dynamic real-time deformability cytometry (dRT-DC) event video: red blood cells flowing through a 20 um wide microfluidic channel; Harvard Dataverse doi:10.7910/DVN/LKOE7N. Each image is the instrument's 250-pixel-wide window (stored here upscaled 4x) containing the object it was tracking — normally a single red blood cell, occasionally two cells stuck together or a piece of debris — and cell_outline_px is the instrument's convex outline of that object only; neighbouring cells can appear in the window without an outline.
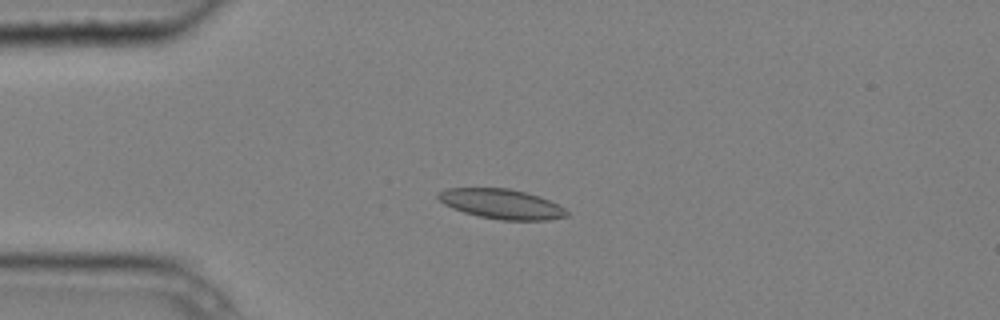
{"species": "common noctule bat (a hibernating species)", "species_latin": "Nyctalus noctula", "temperature_condition": "cold", "stored_images_in_passage": 9, "camera_frame_rate_fps": 3000, "um_per_image_px": 0.085, "animal": {"sex": "male", "body_mass_g": 20.4}, "frame": {"image": 1, "passage_image": 3, "time_ms": 0.667, "image_size_px": [1000, 320], "cell_outline_px": [[568, 216], [548, 220], [500, 220], [480, 216], [464, 212], [452, 208], [444, 204], [436, 196], [436, 192], [444, 188], [508, 188], [540, 196], [564, 208], [568, 212]], "centroid_in_image_um": [42.59, 17.33], "position_along_channel_um": 42.4, "area_um2": 22.31}}
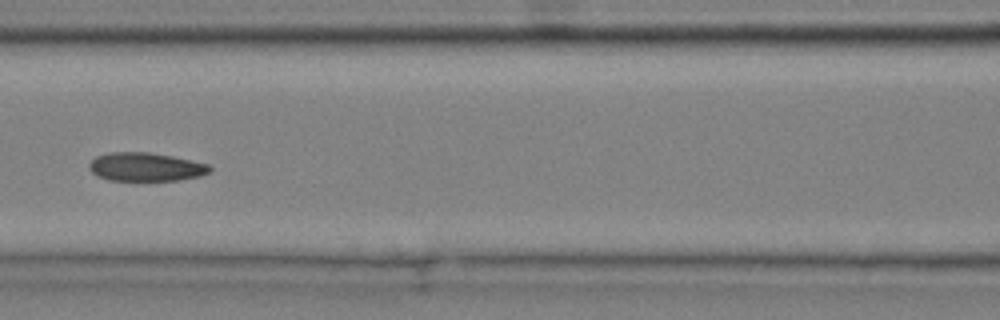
{"frame": {"image": 2, "passage_image": 6, "time_ms": 1.667, "image_size_px": [1000, 320], "cell_outline_px": [[212, 172], [200, 176], [180, 180], [108, 180], [96, 176], [88, 168], [88, 164], [96, 156], [108, 152], [148, 152], [172, 156], [208, 164], [212, 168]], "centroid_in_image_um": [12.37, 14.19], "position_along_channel_um": 154.2, "area_um2": 20.17}}
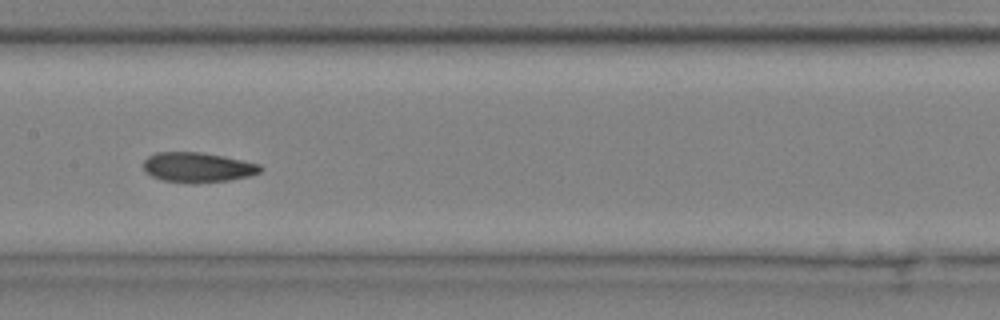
{"frame": {"image": 3, "passage_image": 7, "time_ms": 2.0, "image_size_px": [1000, 320], "cell_outline_px": [[264, 168], [260, 172], [248, 176], [228, 180], [196, 184], [192, 184], [164, 180], [152, 176], [144, 168], [144, 160], [148, 156], [156, 152], [200, 152], [224, 156], [260, 164]], "centroid_in_image_um": [16.82, 14.22], "position_along_channel_um": 190.6, "area_um2": 20.4}}